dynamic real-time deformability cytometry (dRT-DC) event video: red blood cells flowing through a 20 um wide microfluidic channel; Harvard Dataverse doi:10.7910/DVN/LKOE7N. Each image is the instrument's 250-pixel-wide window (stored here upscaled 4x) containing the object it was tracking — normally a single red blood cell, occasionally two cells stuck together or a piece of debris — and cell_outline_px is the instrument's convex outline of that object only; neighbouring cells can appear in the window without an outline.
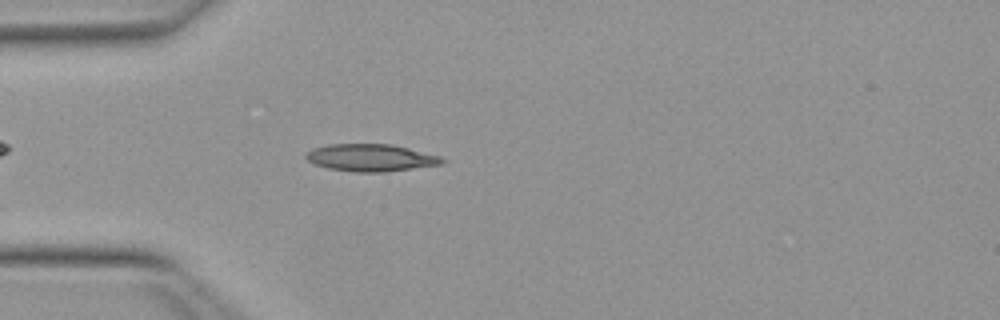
{"species": "Egyptian fruit bat (a non-hibernating species)", "species_latin": "Rousettus aegyptiacus", "temperature_condition": "warm", "stored_images_in_passage": 15, "camera_frame_rate_fps": 3000, "um_per_image_px": 0.085, "animal": {"sex": "female"}, "frame": {"image": 1, "passage_image": 3, "time_ms": 0.667, "image_size_px": [1000, 320], "cell_outline_px": [[448, 160], [444, 164], [388, 172], [356, 172], [328, 168], [316, 164], [308, 160], [304, 156], [312, 148], [328, 144], [392, 144], [440, 156]], "centroid_in_image_um": [31.57, 13.41], "position_along_channel_um": 53.4, "area_um2": 21.73}}
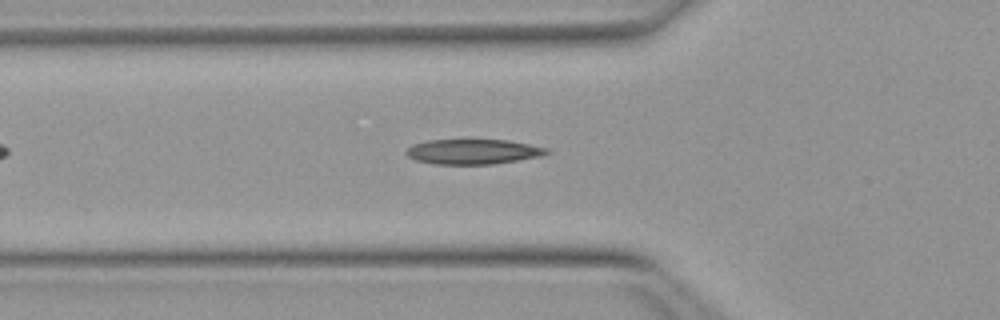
{"frame": {"image": 2, "passage_image": 6, "time_ms": 1.667, "image_size_px": [1000, 320], "cell_outline_px": [[552, 152], [544, 156], [492, 164], [436, 164], [416, 160], [408, 156], [404, 152], [412, 144], [428, 140], [508, 140], [548, 148]], "centroid_in_image_um": [40.24, 12.89], "position_along_channel_um": 85.6, "area_um2": 20.52}}
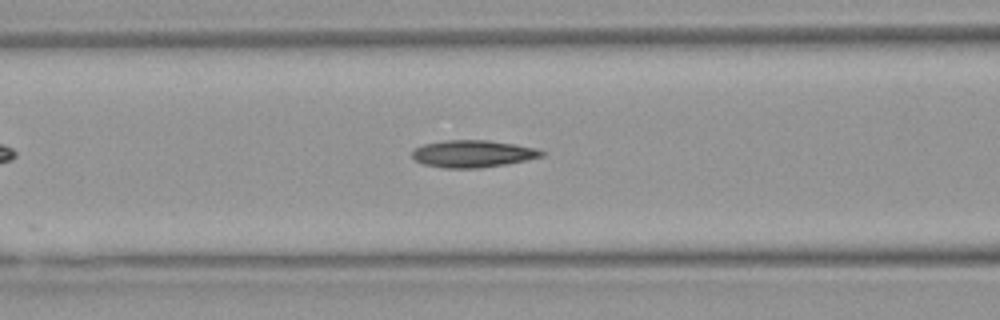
{"frame": {"image": 3, "passage_image": 9, "time_ms": 2.667, "image_size_px": [1000, 320], "cell_outline_px": [[544, 156], [504, 164], [480, 168], [444, 168], [424, 164], [416, 160], [412, 156], [412, 152], [416, 148], [424, 144], [444, 140], [488, 140], [516, 144], [536, 148], [544, 152]], "centroid_in_image_um": [40.19, 13.06], "position_along_channel_um": 126.4, "area_um2": 20.35}}